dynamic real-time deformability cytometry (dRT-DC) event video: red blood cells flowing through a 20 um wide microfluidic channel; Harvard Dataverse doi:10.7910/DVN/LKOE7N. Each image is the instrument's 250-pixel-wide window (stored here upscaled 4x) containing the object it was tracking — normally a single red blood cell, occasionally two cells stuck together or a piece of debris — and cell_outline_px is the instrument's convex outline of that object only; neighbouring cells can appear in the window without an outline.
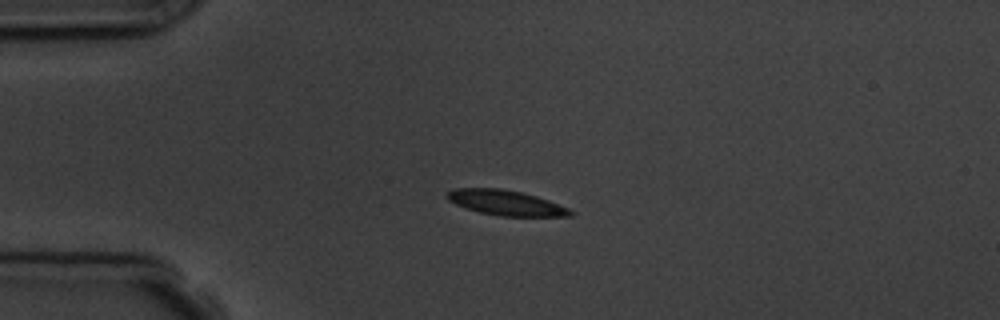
{"species": "common noctule bat (a hibernating species)", "species_latin": "Nyctalus noctula", "temperature_condition": "room temperature", "stored_images_in_passage": 4, "camera_frame_rate_fps": 3000, "um_per_image_px": 0.085, "animal": {"sex": "male", "body_mass_g": 19.5, "forearm_length_mm": 54.6}, "frame": {"image": 1, "passage_image": 3, "time_ms": 2.333, "image_size_px": [1000, 320], "cell_outline_px": [[576, 212], [572, 216], [500, 216], [480, 212], [464, 208], [448, 200], [444, 196], [452, 188], [500, 188], [520, 192], [536, 196], [548, 200], [568, 208]], "centroid_in_image_um": [42.97, 17.23], "position_along_channel_um": 42.0, "area_um2": 18.09}}